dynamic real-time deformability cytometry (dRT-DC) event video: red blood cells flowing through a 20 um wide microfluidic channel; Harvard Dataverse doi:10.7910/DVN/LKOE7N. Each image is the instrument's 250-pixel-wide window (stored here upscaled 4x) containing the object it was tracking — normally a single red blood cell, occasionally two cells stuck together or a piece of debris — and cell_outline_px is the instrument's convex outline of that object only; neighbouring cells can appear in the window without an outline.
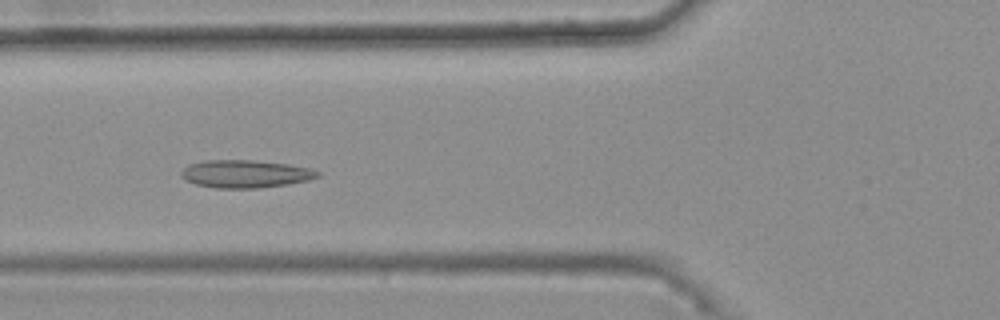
{"species": "common noctule bat (a hibernating species)", "species_latin": "Nyctalus noctula", "temperature_condition": "warm", "stored_images_in_passage": 45, "camera_frame_rate_fps": 3000, "um_per_image_px": 0.085, "animal": {"sex": "female", "body_mass_g": 25.1}, "frame": {"image": 1, "passage_image": 20, "time_ms": 6.333, "image_size_px": [1000, 320], "cell_outline_px": [[320, 176], [308, 180], [288, 184], [260, 188], [216, 188], [196, 184], [184, 180], [180, 176], [180, 172], [188, 164], [204, 160], [252, 160], [288, 164], [308, 168], [320, 172]], "centroid_in_image_um": [20.82, 14.78], "position_along_channel_um": 105.0, "area_um2": 22.14}}
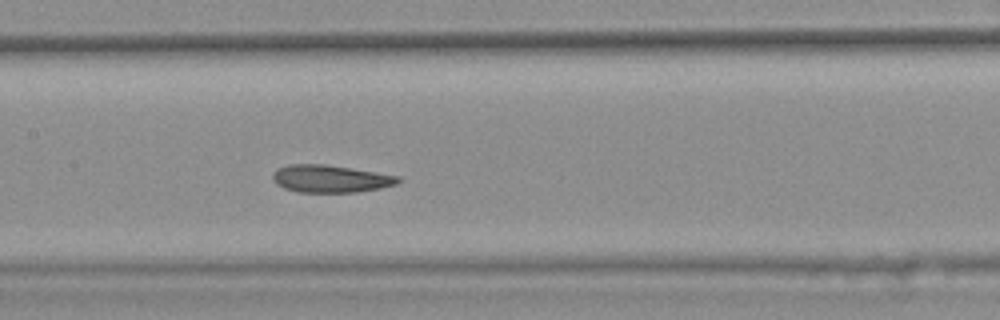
{"frame": {"image": 2, "passage_image": 26, "time_ms": 8.333, "image_size_px": [1000, 320], "cell_outline_px": [[400, 180], [396, 184], [380, 188], [356, 192], [300, 192], [284, 188], [276, 184], [272, 180], [272, 172], [276, 168], [288, 164], [324, 164], [352, 168], [400, 176]], "centroid_in_image_um": [28.04, 15.18], "position_along_channel_um": 179.4, "area_um2": 20.17}}
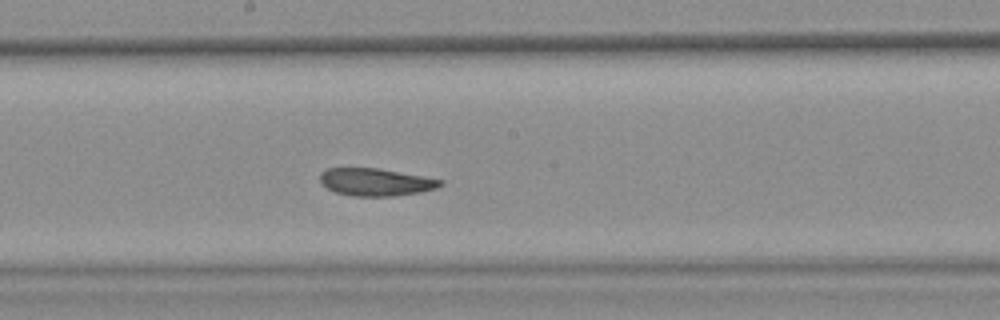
{"frame": {"image": 3, "passage_image": 29, "time_ms": 9.333, "image_size_px": [1000, 320], "cell_outline_px": [[444, 184], [436, 188], [420, 192], [392, 196], [352, 196], [336, 192], [328, 188], [320, 180], [320, 172], [328, 168], [376, 168], [424, 176], [444, 180]], "centroid_in_image_um": [31.96, 15.47], "position_along_channel_um": 216.2, "area_um2": 19.19}, "authors_computed_cell_mechanics": {"area_um2": 20.4034, "velocity_mm_per_s": 3.7211, "shape_relaxation_time_tau1_ms": null, "shape_relaxation_time_tau2_ms": 3.1413, "deformation_change_tau1": null, "deformation_change_tau2": 0.1032}}